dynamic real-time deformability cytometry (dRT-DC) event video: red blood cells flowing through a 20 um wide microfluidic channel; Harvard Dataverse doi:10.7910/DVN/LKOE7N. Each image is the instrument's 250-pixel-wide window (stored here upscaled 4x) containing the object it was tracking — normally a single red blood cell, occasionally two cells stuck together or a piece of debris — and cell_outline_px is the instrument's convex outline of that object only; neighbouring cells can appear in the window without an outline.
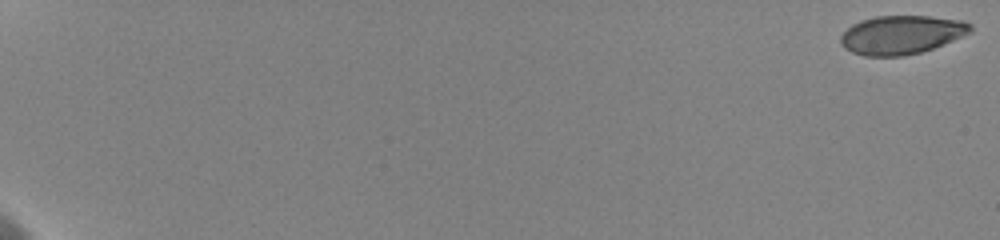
{"species": "human", "species_latin": "Homo sapiens", "temperature_condition": "cold", "stored_images_in_passage": 60, "camera_frame_rate_fps": 3000, "um_per_image_px": 0.085, "donor": {"sex": "female"}, "frame": {"image": 1, "passage_image": 1, "time_ms": 0.0, "image_size_px": [1000, 240], "cell_outline_px": [[972, 32], [932, 48], [920, 52], [904, 56], [864, 56], [852, 52], [844, 48], [840, 44], [840, 36], [852, 24], [876, 16], [928, 16], [964, 20], [972, 24]], "centroid_in_image_um": [76.62, 2.95], "position_along_channel_um": 8.4, "area_um2": 29.19}}
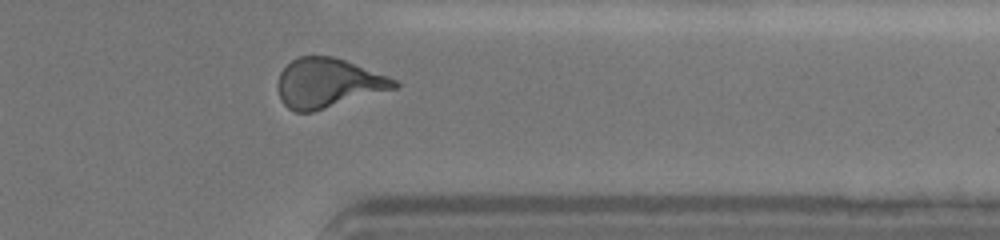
{"frame": {"image": 2, "passage_image": 51, "time_ms": 16.667, "image_size_px": [1000, 240], "cell_outline_px": [[400, 84], [396, 88], [312, 112], [296, 112], [288, 108], [280, 100], [276, 88], [276, 84], [280, 72], [292, 60], [300, 56], [332, 56], [344, 60], [388, 76], [396, 80]], "centroid_in_image_um": [27.83, 7.06], "position_along_channel_um": 383.6, "area_um2": 33.41}}
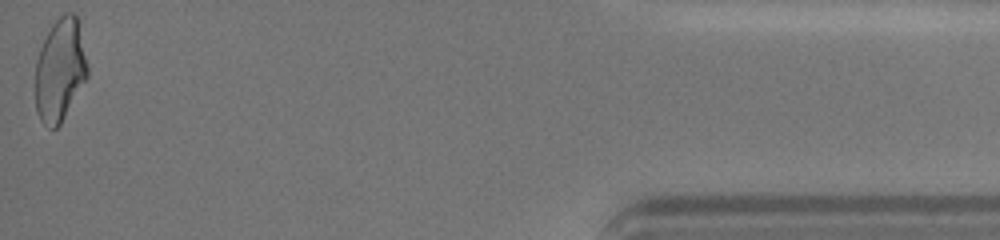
{"frame": {"image": 3, "passage_image": 60, "time_ms": 19.667, "image_size_px": [1000, 240], "cell_outline_px": [[88, 76], [60, 124], [56, 128], [48, 128], [40, 120], [36, 112], [36, 60], [40, 48], [52, 24], [64, 12], [76, 12], [88, 64]], "centroid_in_image_um": [5.11, 5.93], "position_along_channel_um": 430.1, "area_um2": 31.21}, "authors_computed_cell_mechanics": {"area_um2": 32.1079, "velocity_mm_per_s": 3.6031, "shape_relaxation_time_tau1_ms": 5.4902, "shape_relaxation_time_tau2_ms": 1.0991, "deformation_change_tau1": 0.1697, "deformation_change_tau2": 0.0776}}